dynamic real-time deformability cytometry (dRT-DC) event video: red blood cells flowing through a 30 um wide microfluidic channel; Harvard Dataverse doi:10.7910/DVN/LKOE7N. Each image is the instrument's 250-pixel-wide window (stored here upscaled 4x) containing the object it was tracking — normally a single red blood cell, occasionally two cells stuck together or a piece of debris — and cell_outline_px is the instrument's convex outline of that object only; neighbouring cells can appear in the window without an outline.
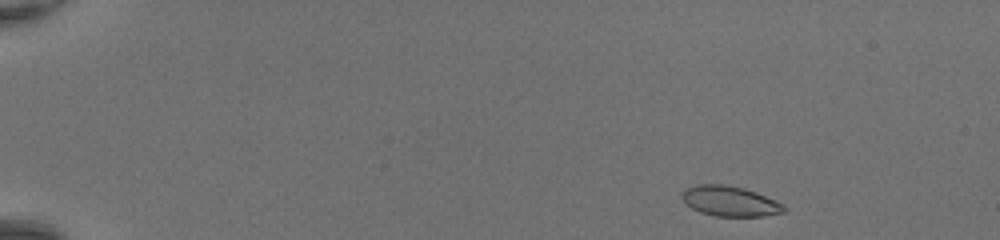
{"species": "common noctule bat (a hibernating species)", "species_latin": "Nyctalus noctula", "temperature_condition": "room temperature", "stored_images_in_passage": 43, "camera_frame_rate_fps": 3000, "um_per_image_px": 0.085, "animal": {"sex": "female", "body_mass_g": 20.0, "forearm_length_mm": 54.0}, "frame": {"image": 1, "passage_image": 1, "time_ms": 0.0, "image_size_px": [1000, 240], "cell_outline_px": [[788, 208], [784, 212], [764, 216], [716, 216], [700, 212], [692, 208], [680, 196], [680, 192], [684, 188], [696, 184], [724, 184], [744, 188], [756, 192], [776, 200], [784, 204]], "centroid_in_image_um": [62.05, 17.09], "position_along_channel_um": 23.0, "area_um2": 18.15}}
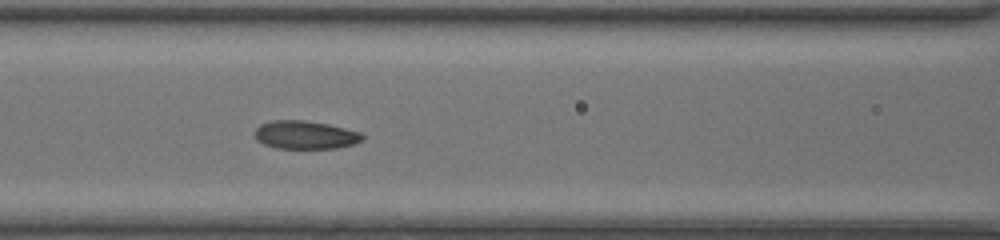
{"frame": {"image": 2, "passage_image": 18, "time_ms": 5.667, "image_size_px": [1000, 240], "cell_outline_px": [[364, 140], [352, 144], [336, 148], [276, 148], [264, 144], [256, 140], [252, 132], [260, 124], [272, 120], [304, 120], [328, 124], [360, 132], [364, 136]], "centroid_in_image_um": [25.9, 11.46], "position_along_channel_um": 140.7, "area_um2": 17.8}}
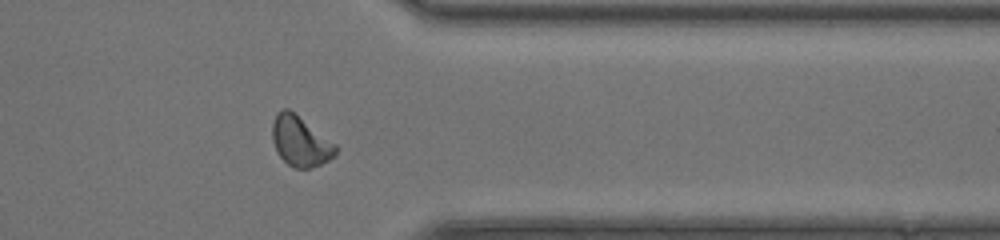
{"frame": {"image": 3, "passage_image": 35, "time_ms": 11.333, "image_size_px": [1000, 240], "cell_outline_px": [[340, 148], [336, 156], [320, 164], [308, 168], [292, 168], [276, 152], [272, 140], [272, 124], [276, 112], [284, 108], [288, 108], [336, 144]], "centroid_in_image_um": [25.53, 12.01], "position_along_channel_um": 385.9, "area_um2": 18.61}, "authors_computed_cell_mechanics": {"area_um2": 17.6868, "velocity_mm_per_s": 4.3963, "shape_relaxation_time_tau1_ms": 2.5662, "shape_relaxation_time_tau2_ms": 1.3609, "deformation_change_tau1": 0.1237, "deformation_change_tau2": 0.0714}}